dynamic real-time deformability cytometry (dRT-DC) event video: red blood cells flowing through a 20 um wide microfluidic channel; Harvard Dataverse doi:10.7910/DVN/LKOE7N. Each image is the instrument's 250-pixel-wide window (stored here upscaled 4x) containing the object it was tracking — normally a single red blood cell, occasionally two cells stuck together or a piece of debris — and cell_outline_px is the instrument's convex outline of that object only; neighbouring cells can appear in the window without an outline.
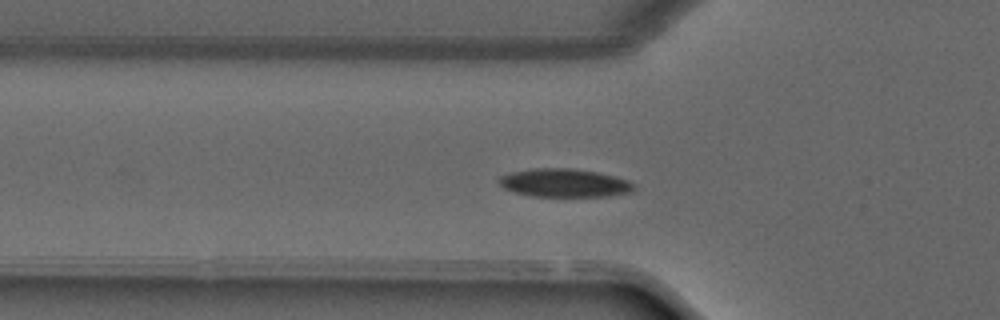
{"species": "common noctule bat (a hibernating species)", "species_latin": "Nyctalus noctula", "temperature_condition": "warm", "stored_images_in_passage": 24, "camera_frame_rate_fps": 3000, "um_per_image_px": 0.085, "animal": {"sex": "male", "forearm_length_mm": 52.5}, "frame": {"image": 1, "passage_image": 2, "time_ms": 0.333, "image_size_px": [1000, 320], "cell_outline_px": [[636, 188], [632, 192], [612, 196], [532, 196], [512, 192], [504, 188], [496, 180], [500, 176], [512, 172], [528, 168], [572, 168], [596, 172], [616, 176], [628, 180], [636, 184]], "centroid_in_image_um": [47.99, 15.55], "position_along_channel_um": 77.8, "area_um2": 22.6}}
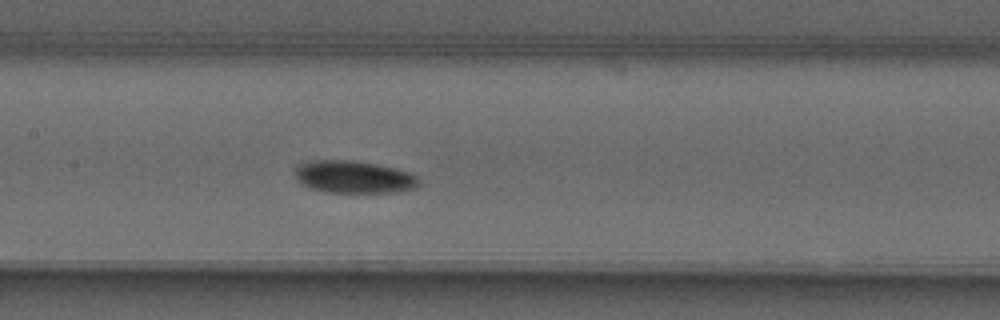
{"frame": {"image": 2, "passage_image": 8, "time_ms": 2.333, "image_size_px": [1000, 320], "cell_outline_px": [[420, 184], [416, 188], [396, 192], [328, 192], [312, 188], [304, 184], [296, 176], [296, 164], [312, 160], [352, 160], [376, 164], [396, 168], [412, 172], [420, 180]], "centroid_in_image_um": [30.14, 15.03], "position_along_channel_um": 177.3, "area_um2": 23.41}}
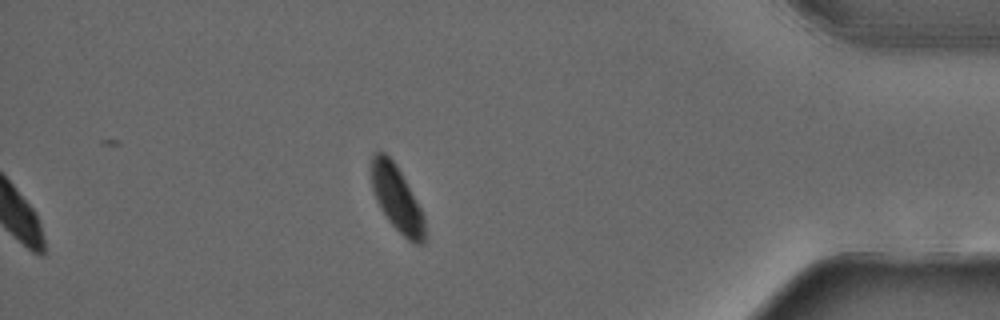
{"frame": {"image": 3, "passage_image": 24, "time_ms": 7.667, "image_size_px": [1000, 320], "cell_outline_px": [[424, 244], [416, 244], [408, 240], [388, 220], [372, 188], [372, 156], [376, 152], [384, 152], [396, 164], [420, 208], [424, 216]], "centroid_in_image_um": [33.74, 16.88], "position_along_channel_um": 401.5, "area_um2": 19.59}}